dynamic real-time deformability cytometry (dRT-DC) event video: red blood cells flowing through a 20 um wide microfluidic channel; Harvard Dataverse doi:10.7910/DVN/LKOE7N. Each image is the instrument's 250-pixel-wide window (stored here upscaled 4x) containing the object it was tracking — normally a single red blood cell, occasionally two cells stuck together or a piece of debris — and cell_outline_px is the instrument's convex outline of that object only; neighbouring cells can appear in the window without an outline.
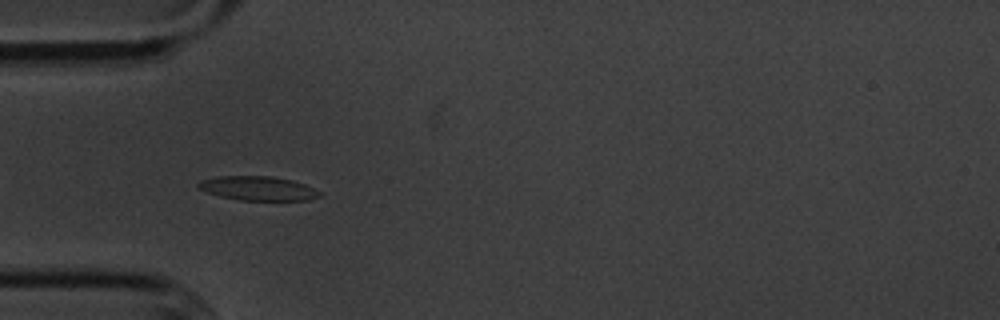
{"species": "common noctule bat (a hibernating species)", "species_latin": "Nyctalus noctula", "temperature_condition": "cold", "stored_images_in_passage": 22, "camera_frame_rate_fps": 3000, "um_per_image_px": 0.085, "animal": {"sex": "male", "body_mass_g": 20.1, "forearm_length_mm": 53.5}, "frame": {"image": 1, "passage_image": 4, "time_ms": 1.0, "image_size_px": [1000, 320], "cell_outline_px": [[320, 196], [308, 200], [240, 200], [220, 196], [196, 188], [196, 184], [200, 180], [216, 176], [272, 176], [292, 180], [304, 184], [320, 192]], "centroid_in_image_um": [21.87, 16.0], "position_along_channel_um": 63.1, "area_um2": 17.05}}
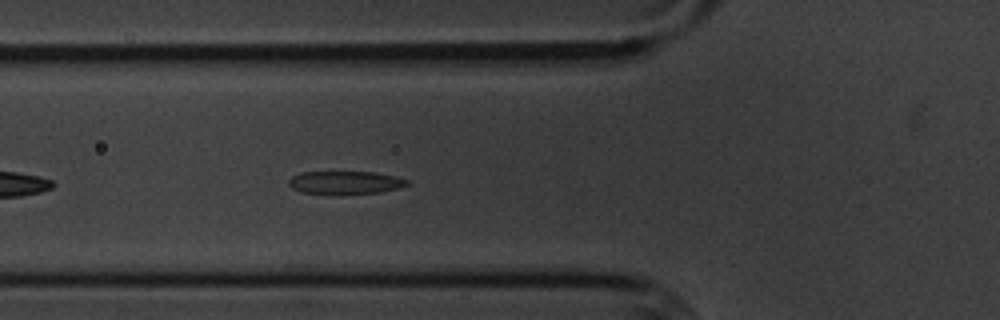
{"frame": {"image": 2, "passage_image": 7, "time_ms": 2.0, "image_size_px": [1000, 320], "cell_outline_px": [[408, 184], [396, 188], [380, 192], [336, 196], [300, 192], [292, 188], [288, 184], [288, 180], [292, 176], [300, 172], [372, 172], [396, 176], [408, 180]], "centroid_in_image_um": [29.27, 15.54], "position_along_channel_um": 96.5, "area_um2": 16.3}}